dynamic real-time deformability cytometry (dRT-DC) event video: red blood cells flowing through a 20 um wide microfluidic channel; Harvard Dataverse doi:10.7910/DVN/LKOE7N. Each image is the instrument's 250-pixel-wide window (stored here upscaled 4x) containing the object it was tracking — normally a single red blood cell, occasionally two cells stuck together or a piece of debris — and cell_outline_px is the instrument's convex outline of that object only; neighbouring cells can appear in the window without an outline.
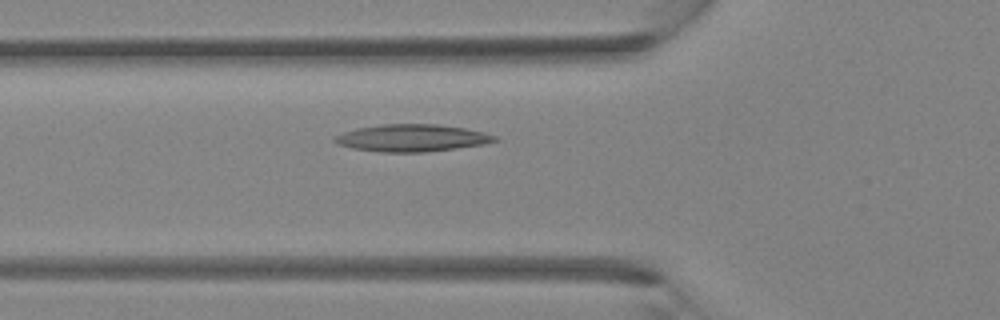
{"species": "Egyptian fruit bat (a non-hibernating species)", "species_latin": "Rousettus aegyptiacus", "temperature_condition": "room temperature", "stored_images_in_passage": 38, "camera_frame_rate_fps": 3000, "um_per_image_px": 0.085, "animal": {"sex": "female"}, "frame": {"image": 1, "passage_image": 13, "time_ms": 4.0, "image_size_px": [1000, 320], "cell_outline_px": [[500, 140], [484, 144], [456, 148], [424, 152], [384, 152], [352, 148], [340, 144], [332, 140], [332, 136], [356, 128], [384, 124], [436, 124], [464, 128], [484, 132], [496, 136]], "centroid_in_image_um": [35.01, 11.72], "position_along_channel_um": 90.8, "area_um2": 25.26}}
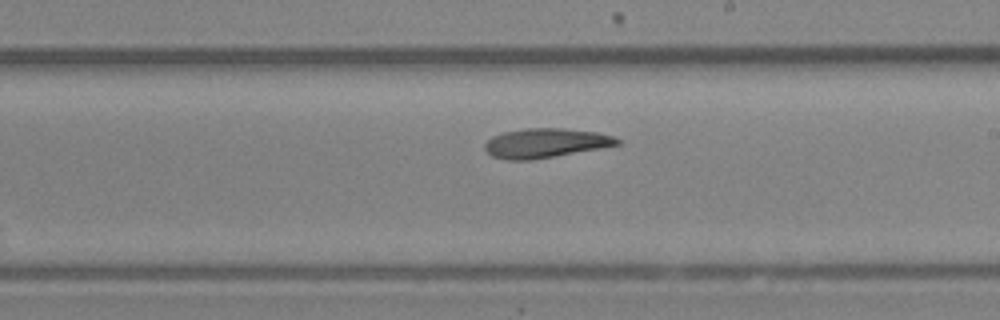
{"frame": {"image": 2, "passage_image": 22, "time_ms": 7.0, "image_size_px": [1000, 320], "cell_outline_px": [[620, 144], [600, 148], [532, 160], [504, 160], [492, 156], [484, 148], [484, 144], [492, 136], [504, 132], [524, 128], [564, 128], [596, 132], [616, 136], [620, 140]], "centroid_in_image_um": [46.36, 12.16], "position_along_channel_um": 242.6, "area_um2": 22.72}}
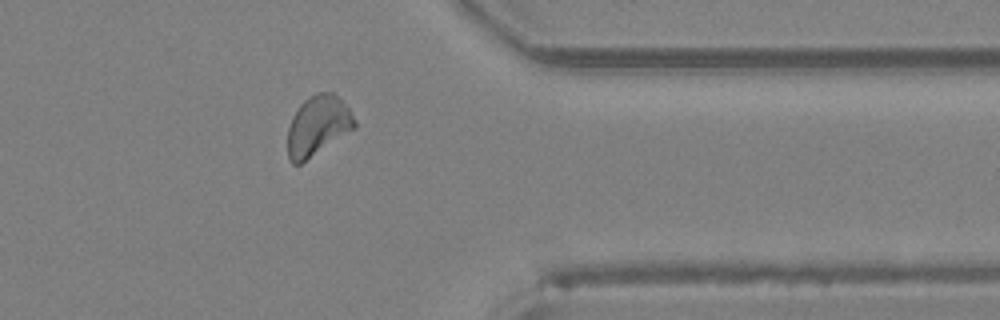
{"frame": {"image": 3, "passage_image": 31, "time_ms": 10.0, "image_size_px": [1000, 320], "cell_outline_px": [[356, 128], [300, 164], [292, 164], [288, 156], [288, 128], [292, 116], [300, 104], [304, 100], [316, 92], [332, 92], [348, 108], [356, 120]], "centroid_in_image_um": [27.01, 10.69], "position_along_channel_um": 384.4, "area_um2": 23.24}}